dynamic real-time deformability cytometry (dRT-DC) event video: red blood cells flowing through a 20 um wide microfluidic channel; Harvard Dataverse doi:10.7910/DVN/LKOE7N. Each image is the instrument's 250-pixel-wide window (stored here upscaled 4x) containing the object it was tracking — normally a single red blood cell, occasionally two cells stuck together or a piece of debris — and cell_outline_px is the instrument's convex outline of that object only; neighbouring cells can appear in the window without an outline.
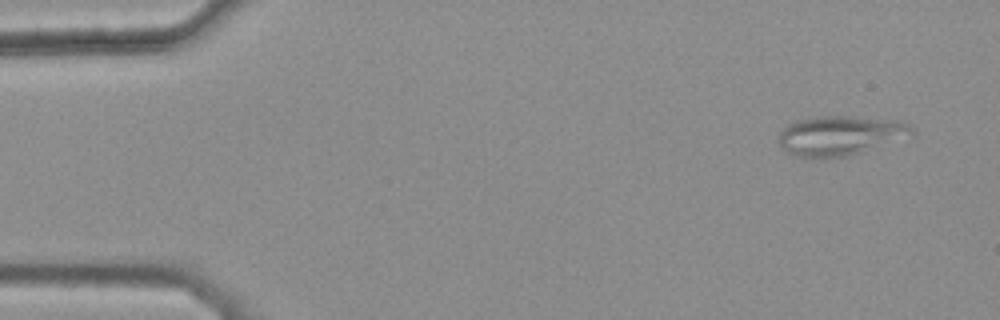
{"species": "common noctule bat (a hibernating species)", "species_latin": "Nyctalus noctula", "temperature_condition": "warm", "stored_images_in_passage": 10, "camera_frame_rate_fps": 3000, "um_per_image_px": 0.085, "animal": {"sex": "female", "body_mass_g": 25.1}, "frame": {"image": 1, "passage_image": 1, "time_ms": 0.0, "image_size_px": [1000, 320], "cell_outline_px": [[916, 136], [848, 156], [796, 156], [784, 152], [780, 144], [780, 132], [788, 124], [796, 120], [824, 116], [848, 116], [908, 124], [916, 132]], "centroid_in_image_um": [71.43, 11.53], "position_along_channel_um": 13.6, "area_um2": 30.11}}